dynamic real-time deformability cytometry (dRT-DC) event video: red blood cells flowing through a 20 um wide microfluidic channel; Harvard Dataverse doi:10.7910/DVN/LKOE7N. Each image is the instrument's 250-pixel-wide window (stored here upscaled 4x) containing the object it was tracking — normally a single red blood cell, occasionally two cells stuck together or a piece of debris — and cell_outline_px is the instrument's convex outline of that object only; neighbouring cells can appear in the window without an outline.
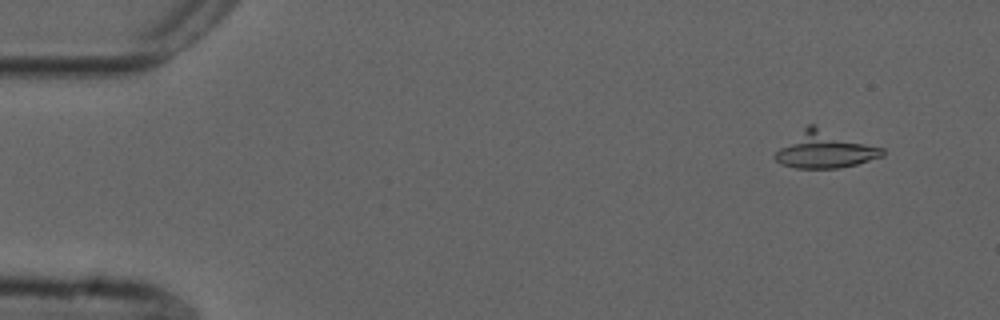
{"species": "common noctule bat (a hibernating species)", "species_latin": "Nyctalus noctula", "temperature_condition": "cold", "stored_images_in_passage": 56, "camera_frame_rate_fps": 3000, "um_per_image_px": 0.085, "animal": {"sex": "male", "forearm_length_mm": 52.5}, "frame": {"image": 1, "passage_image": 5, "time_ms": 1.333, "image_size_px": [1000, 320], "cell_outline_px": [[884, 156], [856, 164], [840, 168], [796, 168], [780, 164], [772, 156], [780, 148], [808, 124], [816, 124], [884, 148]], "centroid_in_image_um": [70.16, 12.72], "position_along_channel_um": 14.8, "area_um2": 23.12}}
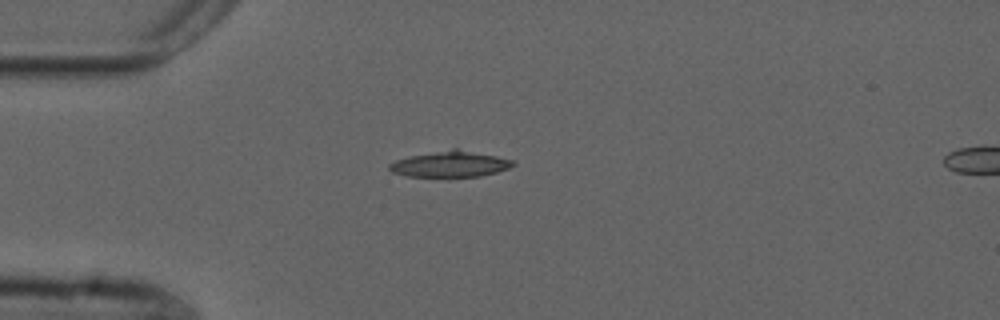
{"frame": {"image": 2, "passage_image": 15, "time_ms": 4.667, "image_size_px": [1000, 320], "cell_outline_px": [[516, 164], [508, 168], [496, 172], [480, 176], [408, 176], [392, 172], [388, 168], [388, 164], [396, 160], [408, 156], [452, 148], [456, 148], [496, 156], [512, 160]], "centroid_in_image_um": [38.24, 13.93], "position_along_channel_um": 46.8, "area_um2": 18.5}}
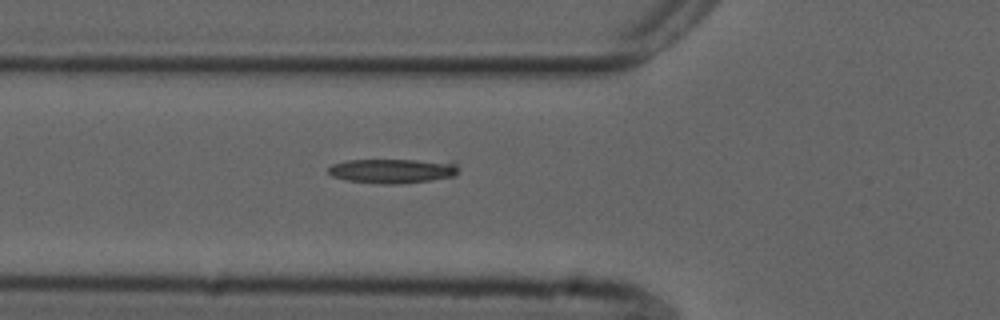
{"frame": {"image": 3, "passage_image": 20, "time_ms": 6.333, "image_size_px": [1000, 320], "cell_outline_px": [[456, 176], [428, 180], [396, 184], [384, 184], [348, 180], [332, 176], [328, 172], [328, 168], [332, 164], [348, 160], [452, 160], [456, 164]], "centroid_in_image_um": [33.4, 14.51], "position_along_channel_um": 92.4, "area_um2": 18.55}}